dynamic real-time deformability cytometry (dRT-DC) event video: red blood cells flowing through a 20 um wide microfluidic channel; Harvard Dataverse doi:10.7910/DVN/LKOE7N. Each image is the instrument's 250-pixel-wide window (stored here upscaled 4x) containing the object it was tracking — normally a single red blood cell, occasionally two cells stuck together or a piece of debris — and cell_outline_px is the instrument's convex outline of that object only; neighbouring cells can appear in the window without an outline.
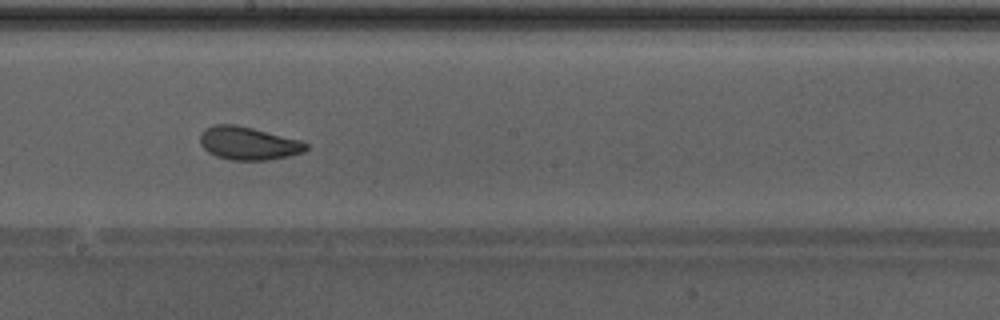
{"species": "Egyptian fruit bat (a non-hibernating species)", "species_latin": "Rousettus aegyptiacus", "temperature_condition": "warm", "stored_images_in_passage": 49, "camera_frame_rate_fps": 3000, "um_per_image_px": 0.085, "animal": {"sex": "male"}, "frame": {"image": 1, "passage_image": 28, "time_ms": 9.0, "image_size_px": [1000, 320], "cell_outline_px": [[308, 148], [304, 152], [288, 156], [268, 160], [232, 160], [216, 156], [208, 152], [200, 144], [200, 132], [204, 128], [212, 124], [236, 124], [300, 140], [308, 144]], "centroid_in_image_um": [21.07, 12.17], "position_along_channel_um": 227.1, "area_um2": 20.52}, "authors_computed_cell_mechanics": {"area_um2": 21.6172, "velocity_mm_per_s": 4.2651, "shape_relaxation_time_tau1_ms": 5.0209, "shape_relaxation_time_tau2_ms": 1.794, "deformation_change_tau1": 0.1191, "deformation_change_tau2": 0.0659}}